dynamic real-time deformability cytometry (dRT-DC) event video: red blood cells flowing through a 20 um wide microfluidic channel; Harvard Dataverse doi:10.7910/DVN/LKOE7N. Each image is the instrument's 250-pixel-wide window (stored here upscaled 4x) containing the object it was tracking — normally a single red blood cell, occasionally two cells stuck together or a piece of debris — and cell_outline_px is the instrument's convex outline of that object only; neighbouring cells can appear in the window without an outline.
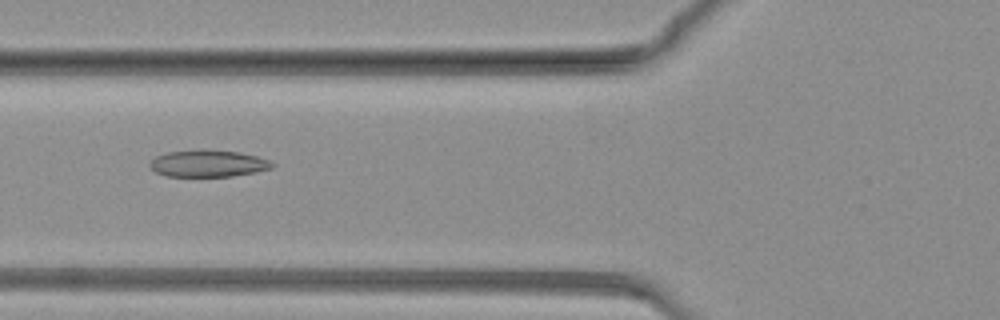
{"species": "common noctule bat (a hibernating species)", "species_latin": "Nyctalus noctula", "temperature_condition": "warm", "stored_images_in_passage": 55, "camera_frame_rate_fps": 3000, "um_per_image_px": 0.085, "animal": {"sex": "female", "body_mass_g": 19.3, "forearm_length_mm": 54.1}, "frame": {"image": 1, "passage_image": 6, "time_ms": 1.667, "image_size_px": [1000, 320], "cell_outline_px": [[276, 164], [272, 168], [256, 172], [232, 176], [164, 176], [156, 172], [148, 164], [156, 156], [168, 152], [240, 152], [256, 156], [268, 160]], "centroid_in_image_um": [17.71, 13.94], "position_along_channel_um": 108.1, "area_um2": 18.32}}
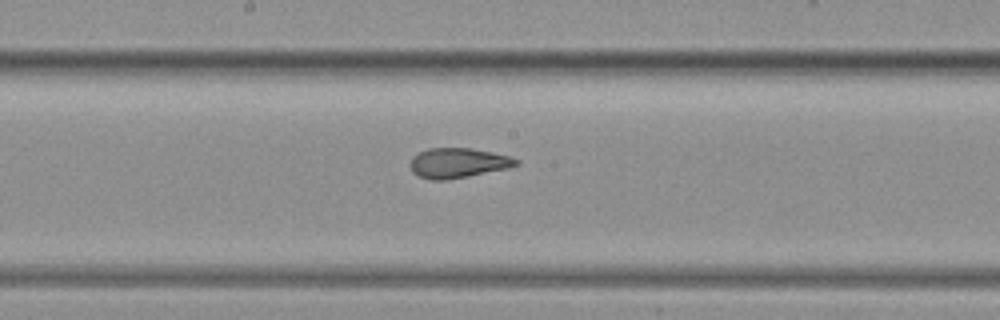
{"frame": {"image": 2, "passage_image": 18, "time_ms": 5.667, "image_size_px": [1000, 320], "cell_outline_px": [[520, 164], [508, 168], [468, 176], [444, 180], [432, 180], [420, 176], [412, 172], [408, 164], [412, 156], [428, 148], [472, 148], [512, 156], [520, 160]], "centroid_in_image_um": [38.94, 13.84], "position_along_channel_um": 209.3, "area_um2": 18.61}}
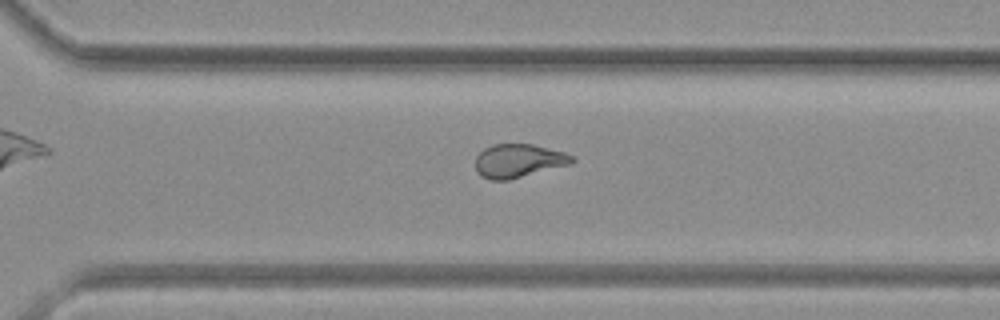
{"frame": {"image": 3, "passage_image": 32, "time_ms": 10.333, "image_size_px": [1000, 320], "cell_outline_px": [[576, 160], [572, 164], [508, 180], [488, 180], [480, 176], [476, 172], [476, 156], [484, 148], [492, 144], [532, 144], [564, 152], [572, 156]], "centroid_in_image_um": [44.06, 13.67], "position_along_channel_um": 326.5, "area_um2": 19.02}}